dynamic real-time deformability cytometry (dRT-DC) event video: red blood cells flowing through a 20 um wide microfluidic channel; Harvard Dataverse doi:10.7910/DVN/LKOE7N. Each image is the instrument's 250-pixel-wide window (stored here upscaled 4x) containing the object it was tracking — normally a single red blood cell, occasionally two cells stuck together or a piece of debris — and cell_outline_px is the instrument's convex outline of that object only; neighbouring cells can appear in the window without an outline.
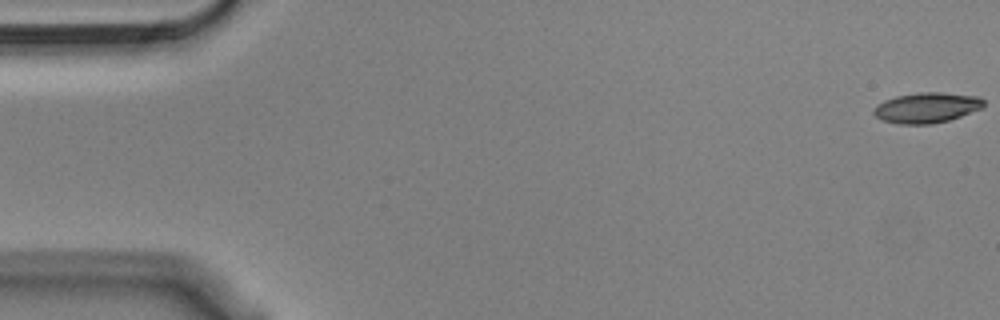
{"species": "Egyptian fruit bat (a non-hibernating species)", "species_latin": "Rousettus aegyptiacus", "temperature_condition": "cold", "stored_images_in_passage": 55, "camera_frame_rate_fps": 3000, "um_per_image_px": 0.085, "animal": {"sex": "male"}, "frame": {"image": 1, "passage_image": 1, "time_ms": 0.0, "image_size_px": [1000, 320], "cell_outline_px": [[984, 108], [948, 120], [932, 124], [900, 124], [880, 120], [872, 112], [876, 104], [884, 100], [896, 96], [916, 92], [944, 92], [980, 96], [984, 100]], "centroid_in_image_um": [78.77, 9.14], "position_along_channel_um": 6.2, "area_um2": 19.77}}
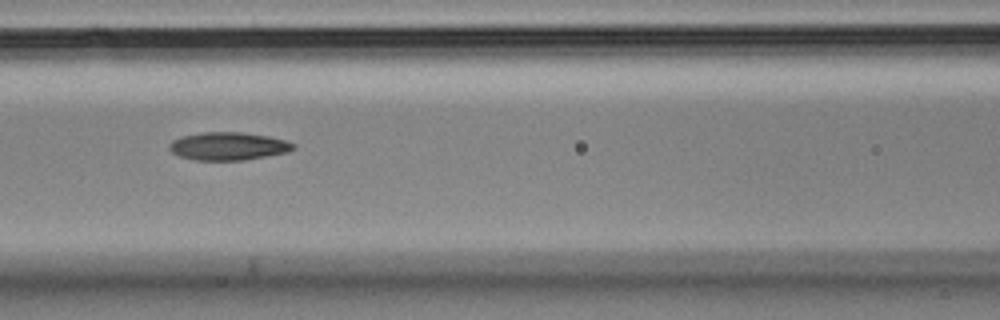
{"frame": {"image": 2, "passage_image": 24, "time_ms": 7.667, "image_size_px": [1000, 320], "cell_outline_px": [[296, 148], [288, 152], [244, 160], [196, 160], [180, 156], [172, 152], [168, 148], [168, 144], [172, 140], [180, 136], [200, 132], [240, 132], [268, 136], [284, 140], [296, 144]], "centroid_in_image_um": [19.38, 12.42], "position_along_channel_um": 147.2, "area_um2": 20.29}}
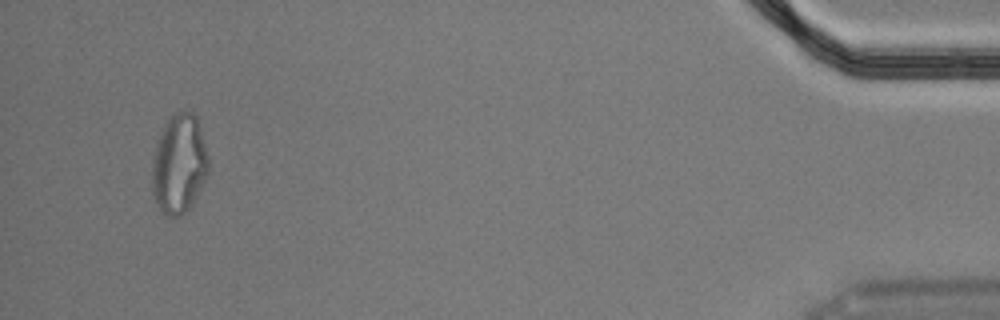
{"frame": {"image": 3, "passage_image": 53, "time_ms": 17.333, "image_size_px": [1000, 320], "cell_outline_px": [[208, 176], [192, 204], [180, 216], [168, 216], [160, 208], [152, 192], [152, 160], [156, 144], [160, 132], [164, 124], [176, 112], [192, 112], [196, 116], [200, 128], [208, 156]], "centroid_in_image_um": [15.22, 13.94], "position_along_channel_um": 420.0, "area_um2": 32.43}, "authors_computed_cell_mechanics": {"area_um2": 19.941, "velocity_mm_per_s": 3.6257, "shape_relaxation_time_tau1_ms": 8.5115, "shape_relaxation_time_tau2_ms": 3.0697, "deformation_change_tau1": 0.2222, "deformation_change_tau2": 0.1066}}